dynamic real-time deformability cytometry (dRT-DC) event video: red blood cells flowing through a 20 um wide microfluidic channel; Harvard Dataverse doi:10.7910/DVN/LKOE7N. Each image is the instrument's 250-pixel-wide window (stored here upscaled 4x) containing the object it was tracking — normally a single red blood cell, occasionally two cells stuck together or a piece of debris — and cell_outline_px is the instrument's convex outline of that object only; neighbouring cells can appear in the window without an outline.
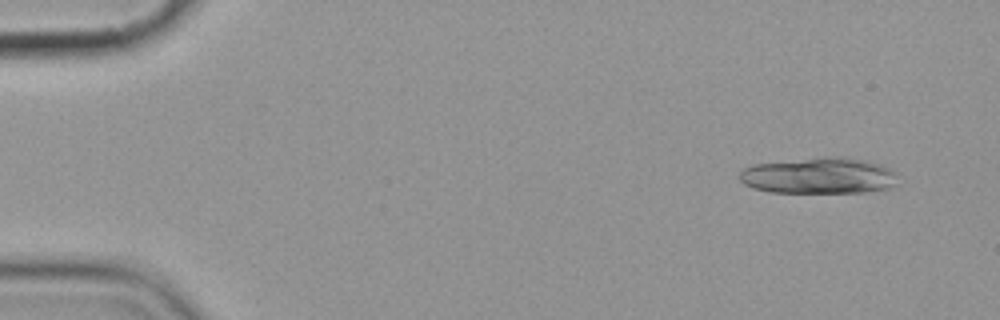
{"species": "common noctule bat (a hibernating species)", "species_latin": "Nyctalus noctula", "temperature_condition": "cold", "stored_images_in_passage": 4, "camera_frame_rate_fps": 3000, "um_per_image_px": 0.085, "animal": {"sex": "female", "body_mass_g": 19.9}, "frame": {"image": 1, "passage_image": 1, "time_ms": 0.0, "image_size_px": [1000, 320], "cell_outline_px": [[896, 184], [892, 188], [864, 192], [768, 192], [752, 188], [744, 184], [740, 180], [740, 172], [744, 168], [752, 164], [836, 156], [840, 156], [868, 160], [880, 164], [896, 172]], "centroid_in_image_um": [69.63, 14.94], "position_along_channel_um": 15.4, "area_um2": 33.41}}